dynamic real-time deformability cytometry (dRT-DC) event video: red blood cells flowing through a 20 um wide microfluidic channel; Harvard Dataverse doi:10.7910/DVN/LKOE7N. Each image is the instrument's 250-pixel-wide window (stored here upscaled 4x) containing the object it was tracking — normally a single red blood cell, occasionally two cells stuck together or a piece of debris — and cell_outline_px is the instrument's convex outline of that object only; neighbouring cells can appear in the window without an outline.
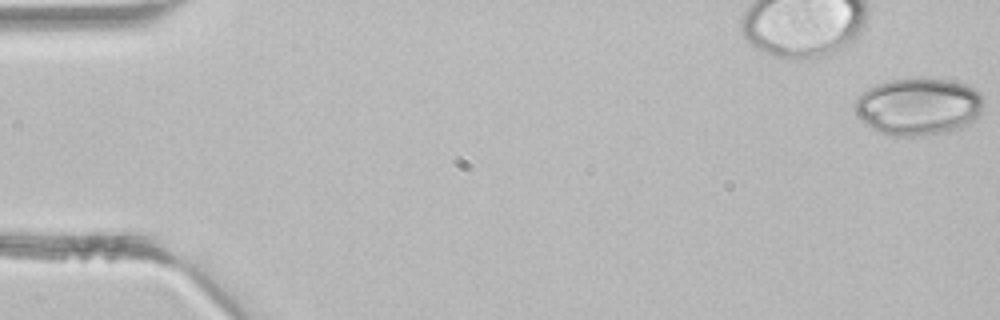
{"species": "common noctule bat (a hibernating species)", "species_latin": "Nyctalus noctula", "temperature_condition": "room temperature", "stored_images_in_passage": 5, "camera_frame_rate_fps": 3000, "um_per_image_px": 0.085, "animal": {"sex": "male", "body_mass_g": 21.5, "forearm_length_mm": 52.0}, "frame": {"image": 1, "passage_image": 1, "time_ms": 0.0, "image_size_px": [1000, 320], "cell_outline_px": [[984, 100], [980, 112], [968, 124], [960, 128], [948, 132], [920, 136], [892, 136], [880, 132], [864, 124], [856, 112], [856, 96], [868, 88], [876, 84], [892, 80], [948, 80], [964, 84], [980, 92]], "centroid_in_image_um": [78.05, 9.08], "position_along_channel_um": 7.0, "area_um2": 42.48}}